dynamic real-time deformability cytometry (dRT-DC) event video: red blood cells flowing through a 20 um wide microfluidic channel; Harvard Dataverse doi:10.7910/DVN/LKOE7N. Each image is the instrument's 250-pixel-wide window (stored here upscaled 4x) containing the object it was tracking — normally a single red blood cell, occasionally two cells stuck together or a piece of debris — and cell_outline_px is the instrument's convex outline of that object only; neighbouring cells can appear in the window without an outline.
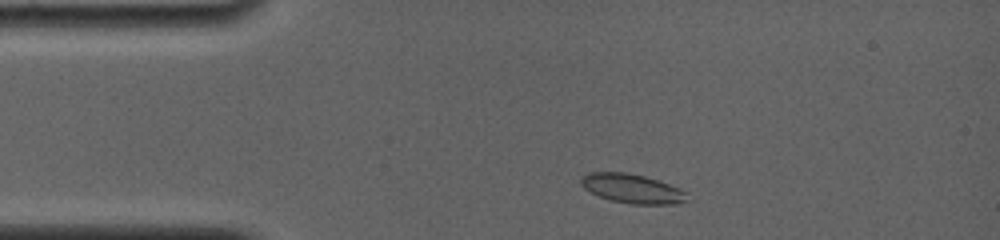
{"species": "common noctule bat (a hibernating species)", "species_latin": "Nyctalus noctula", "temperature_condition": "room temperature", "stored_images_in_passage": 27, "camera_frame_rate_fps": 4000, "um_per_image_px": 0.085, "animal": {"sex": "female", "body_mass_g": 19.0, "forearm_length_mm": 56.7}, "frame": {"image": 1, "passage_image": 2, "time_ms": 0.5, "image_size_px": [1000, 240], "cell_outline_px": [[688, 200], [680, 204], [632, 204], [612, 200], [600, 196], [584, 188], [580, 184], [580, 180], [588, 172], [628, 172], [644, 176], [680, 188], [688, 192]], "centroid_in_image_um": [53.78, 16.03], "position_along_channel_um": 31.2, "area_um2": 18.03}}
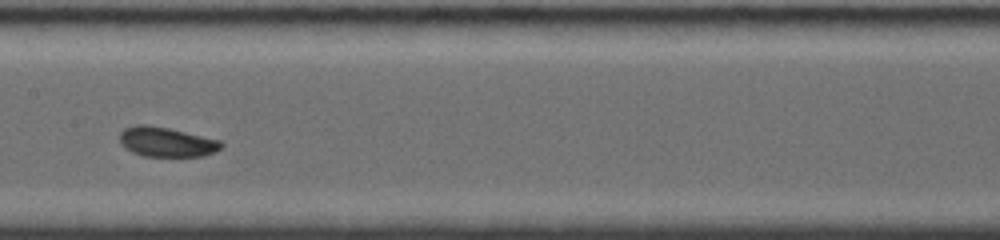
{"frame": {"image": 2, "passage_image": 13, "time_ms": 5.75, "image_size_px": [1000, 240], "cell_outline_px": [[224, 144], [216, 152], [204, 156], [144, 156], [132, 152], [120, 140], [120, 132], [124, 128], [136, 124], [144, 124], [168, 128], [220, 140]], "centroid_in_image_um": [14.18, 12.06], "position_along_channel_um": 193.2, "area_um2": 17.4}}
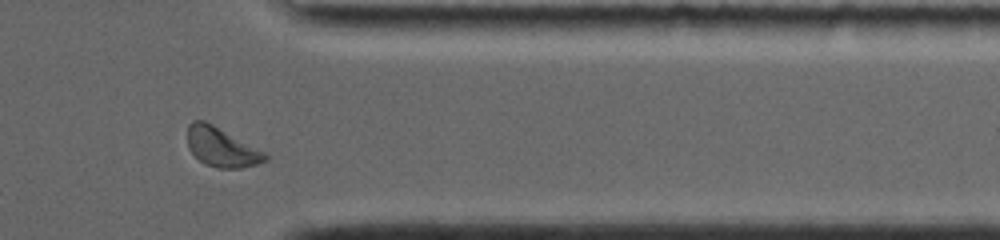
{"frame": {"image": 3, "passage_image": 24, "time_ms": 11.0, "image_size_px": [1000, 240], "cell_outline_px": [[268, 160], [256, 164], [240, 168], [216, 168], [204, 164], [188, 148], [188, 124], [192, 120], [204, 120], [212, 124], [264, 152], [268, 156]], "centroid_in_image_um": [18.8, 12.51], "position_along_channel_um": 392.6, "area_um2": 17.51}, "authors_computed_cell_mechanics": {"area_um2": 17.3978, "velocity_mm_per_s": 3.8097, "shape_relaxation_time_tau1_ms": 3.9821, "shape_relaxation_time_tau2_ms": null, "deformation_change_tau1": 0.0645, "deformation_change_tau2": null}}